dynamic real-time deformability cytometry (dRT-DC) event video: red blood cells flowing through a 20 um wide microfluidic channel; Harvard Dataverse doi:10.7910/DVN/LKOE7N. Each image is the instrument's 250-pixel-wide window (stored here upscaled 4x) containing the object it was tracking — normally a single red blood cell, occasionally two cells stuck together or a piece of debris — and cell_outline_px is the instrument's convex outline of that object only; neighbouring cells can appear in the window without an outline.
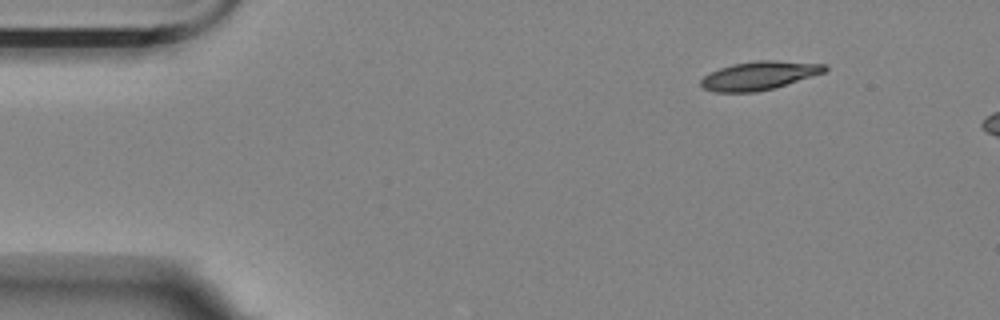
{"species": "Egyptian fruit bat (a non-hibernating species)", "species_latin": "Rousettus aegyptiacus", "temperature_condition": "room temperature", "stored_images_in_passage": 3, "camera_frame_rate_fps": 3000, "um_per_image_px": 0.085, "animal": {"sex": "female"}, "frame": {"image": 1, "passage_image": 3, "time_ms": 2.333, "image_size_px": [1000, 320], "cell_outline_px": [[828, 68], [824, 72], [772, 88], [756, 92], [716, 92], [704, 88], [700, 84], [700, 80], [704, 76], [720, 68], [732, 64], [752, 60], [776, 60], [828, 64]], "centroid_in_image_um": [64.52, 6.4], "position_along_channel_um": 20.5, "area_um2": 20.4}}